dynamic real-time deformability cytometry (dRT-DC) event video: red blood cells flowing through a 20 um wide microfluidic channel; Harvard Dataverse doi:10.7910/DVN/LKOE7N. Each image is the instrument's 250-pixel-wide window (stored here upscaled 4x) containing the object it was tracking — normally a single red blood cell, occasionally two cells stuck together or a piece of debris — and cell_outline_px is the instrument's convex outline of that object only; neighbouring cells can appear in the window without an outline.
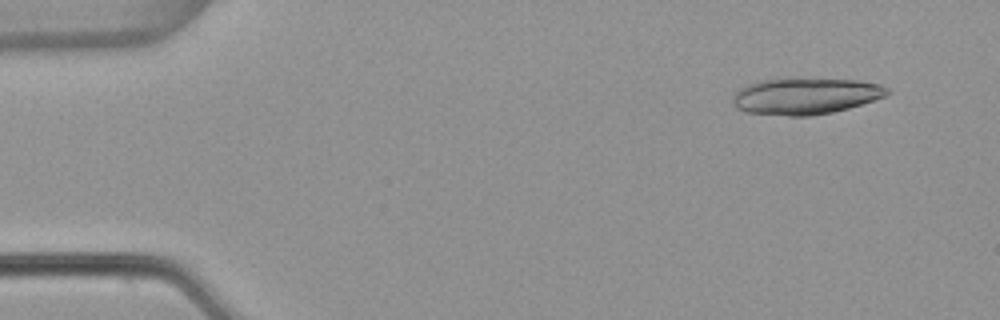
{"species": "common noctule bat (a hibernating species)", "species_latin": "Nyctalus noctula", "temperature_condition": "warm", "stored_images_in_passage": 18, "camera_frame_rate_fps": 3000, "um_per_image_px": 0.085, "animal": {"sex": "female", "body_mass_g": 22.7, "forearm_length_mm": 54.2}, "frame": {"image": 1, "passage_image": 4, "time_ms": 1.0, "image_size_px": [1000, 320], "cell_outline_px": [[892, 92], [884, 96], [848, 108], [832, 112], [812, 116], [788, 116], [744, 112], [736, 108], [732, 104], [732, 96], [740, 88], [748, 84], [760, 80], [788, 76], [860, 80], [880, 84], [888, 88]], "centroid_in_image_um": [68.42, 8.13], "position_along_channel_um": 16.6, "area_um2": 33.76}}